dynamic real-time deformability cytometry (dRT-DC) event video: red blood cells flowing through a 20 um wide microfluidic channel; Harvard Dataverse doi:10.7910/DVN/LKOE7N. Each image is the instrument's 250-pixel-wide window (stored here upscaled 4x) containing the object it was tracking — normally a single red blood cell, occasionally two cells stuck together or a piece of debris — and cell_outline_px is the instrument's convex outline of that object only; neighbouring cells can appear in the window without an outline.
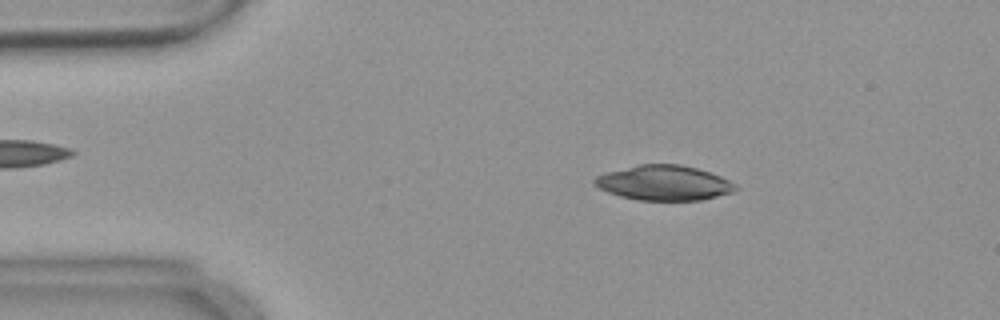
{"species": "common noctule bat (a hibernating species)", "species_latin": "Nyctalus noctula", "temperature_condition": "warm", "stored_images_in_passage": 54, "camera_frame_rate_fps": 3000, "um_per_image_px": 0.085, "animal": {"sex": "female", "body_mass_g": 18.4}, "frame": {"image": 1, "passage_image": 9, "time_ms": 2.667, "image_size_px": [1000, 320], "cell_outline_px": [[740, 188], [732, 192], [704, 200], [636, 200], [620, 196], [608, 192], [592, 184], [592, 180], [596, 176], [608, 172], [640, 164], [680, 164], [696, 168], [720, 176], [728, 180]], "centroid_in_image_um": [56.43, 15.55], "position_along_channel_um": 28.6, "area_um2": 28.61}}
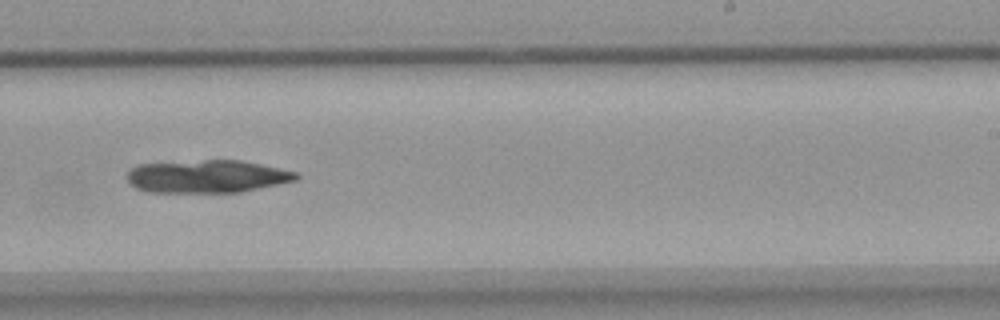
{"frame": {"image": 2, "passage_image": 33, "time_ms": 10.667, "image_size_px": [1000, 320], "cell_outline_px": [[300, 176], [296, 180], [240, 192], [148, 192], [136, 188], [128, 180], [128, 172], [132, 168], [140, 164], [204, 160], [240, 160], [300, 172]], "centroid_in_image_um": [17.64, 14.99], "position_along_channel_um": 271.4, "area_um2": 32.14}}
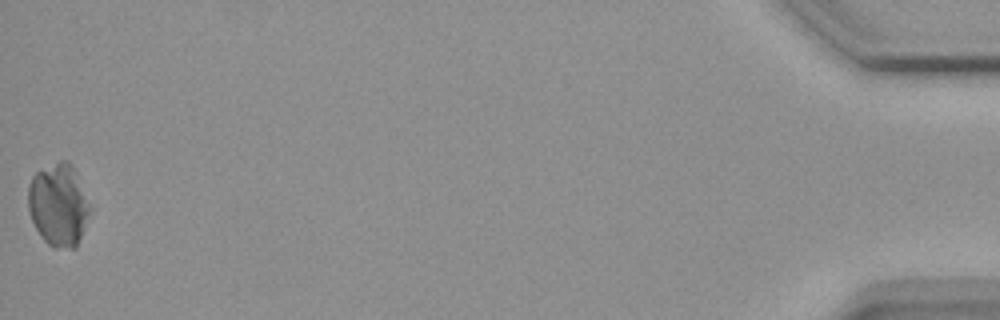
{"frame": {"image": 3, "passage_image": 54, "time_ms": 17.667, "image_size_px": [1000, 320], "cell_outline_px": [[88, 212], [76, 248], [52, 248], [40, 236], [28, 212], [28, 188], [32, 176], [36, 172], [60, 160], [68, 160], [72, 164], [88, 204]], "centroid_in_image_um": [4.91, 17.42], "position_along_channel_um": 430.3, "area_um2": 29.07}}